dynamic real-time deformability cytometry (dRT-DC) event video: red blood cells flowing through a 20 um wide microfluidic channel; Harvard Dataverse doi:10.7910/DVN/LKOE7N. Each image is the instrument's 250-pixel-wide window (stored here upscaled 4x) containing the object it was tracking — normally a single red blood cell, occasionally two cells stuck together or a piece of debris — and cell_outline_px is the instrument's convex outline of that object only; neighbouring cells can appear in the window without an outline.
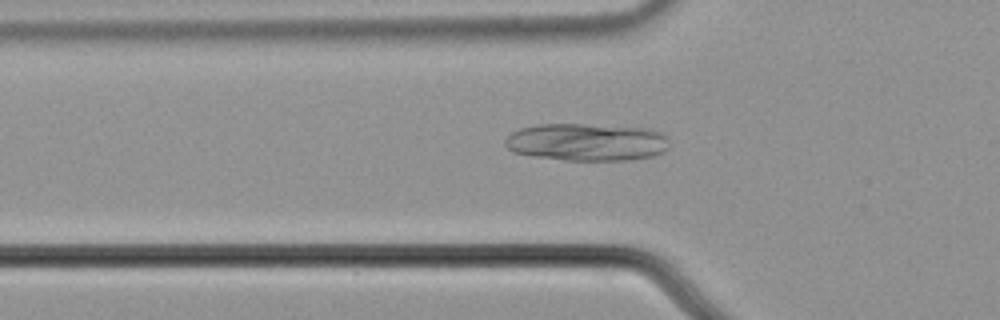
{"species": "common noctule bat (a hibernating species)", "species_latin": "Nyctalus noctula", "temperature_condition": "cold", "stored_images_in_passage": 54, "camera_frame_rate_fps": 3000, "um_per_image_px": 0.085, "animal": {"sex": "male", "body_mass_g": 21.5, "forearm_length_mm": 52.0}, "frame": {"image": 1, "passage_image": 18, "time_ms": 5.667, "image_size_px": [1000, 320], "cell_outline_px": [[668, 148], [664, 152], [652, 156], [628, 160], [564, 160], [532, 156], [512, 152], [504, 144], [504, 140], [512, 132], [520, 128], [536, 124], [584, 124], [648, 128], [664, 132], [668, 136]], "centroid_in_image_um": [49.89, 12.07], "position_along_channel_um": 75.9, "area_um2": 36.3}}
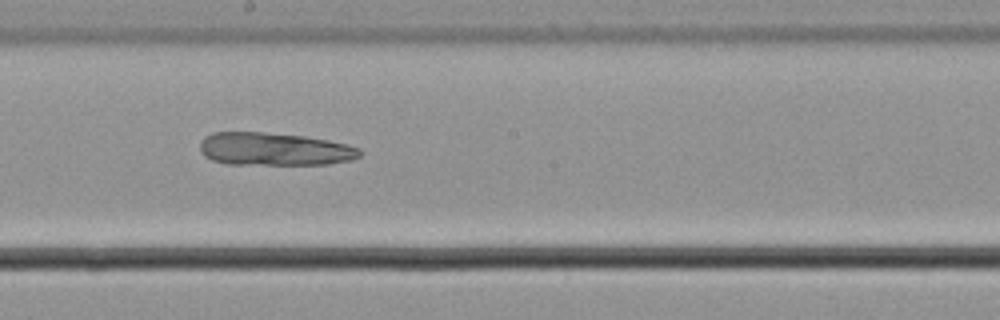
{"frame": {"image": 2, "passage_image": 30, "time_ms": 9.667, "image_size_px": [1000, 320], "cell_outline_px": [[364, 152], [360, 156], [352, 160], [328, 164], [228, 164], [212, 160], [204, 156], [200, 152], [200, 144], [204, 136], [212, 132], [264, 132], [304, 136], [328, 140], [360, 148]], "centroid_in_image_um": [23.31, 12.67], "position_along_channel_um": 224.9, "area_um2": 30.81}}
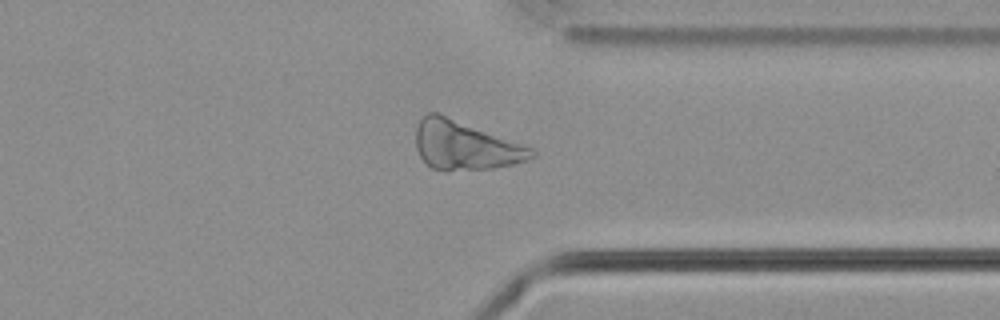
{"frame": {"image": 3, "passage_image": 42, "time_ms": 13.667, "image_size_px": [1000, 320], "cell_outline_px": [[536, 156], [512, 164], [492, 168], [444, 172], [432, 168], [420, 156], [416, 148], [416, 128], [420, 120], [428, 112], [436, 112], [532, 148], [536, 152]], "centroid_in_image_um": [39.49, 12.39], "position_along_channel_um": 371.9, "area_um2": 32.6}}